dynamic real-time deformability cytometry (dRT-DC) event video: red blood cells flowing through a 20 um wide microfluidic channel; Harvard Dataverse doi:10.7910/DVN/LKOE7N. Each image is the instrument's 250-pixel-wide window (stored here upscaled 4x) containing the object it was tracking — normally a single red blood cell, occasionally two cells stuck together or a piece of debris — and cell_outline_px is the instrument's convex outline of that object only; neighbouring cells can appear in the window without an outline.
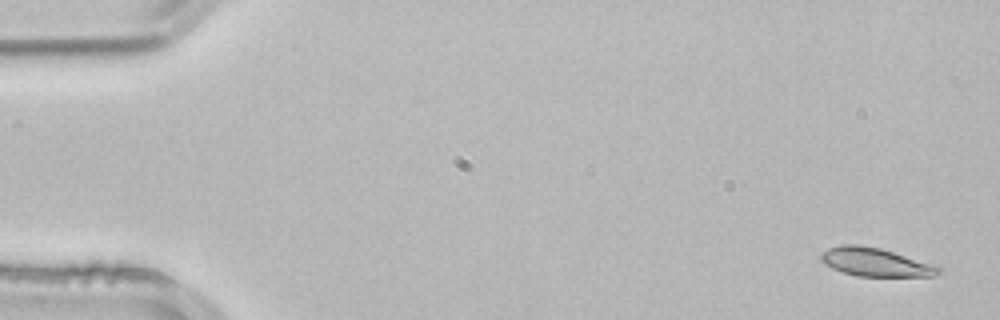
{"species": "common noctule bat (a hibernating species)", "species_latin": "Nyctalus noctula", "temperature_condition": "room temperature", "stored_images_in_passage": 3, "segment_of_instrument_passage": [2, 2], "camera_frame_rate_fps": 3000, "um_per_image_px": 0.085, "animal": {"sex": "male", "body_mass_g": 21.5, "forearm_length_mm": 52.0}, "frame": {"image": 1, "passage_image": 3, "time_ms": 0.667, "image_size_px": [1000, 320], "cell_outline_px": [[944, 272], [932, 276], [856, 276], [832, 268], [824, 264], [820, 260], [820, 252], [828, 248], [840, 244], [860, 244], [880, 248], [940, 264], [944, 268]], "centroid_in_image_um": [74.5, 22.27], "position_along_channel_um": 10.5, "area_um2": 20.17}}